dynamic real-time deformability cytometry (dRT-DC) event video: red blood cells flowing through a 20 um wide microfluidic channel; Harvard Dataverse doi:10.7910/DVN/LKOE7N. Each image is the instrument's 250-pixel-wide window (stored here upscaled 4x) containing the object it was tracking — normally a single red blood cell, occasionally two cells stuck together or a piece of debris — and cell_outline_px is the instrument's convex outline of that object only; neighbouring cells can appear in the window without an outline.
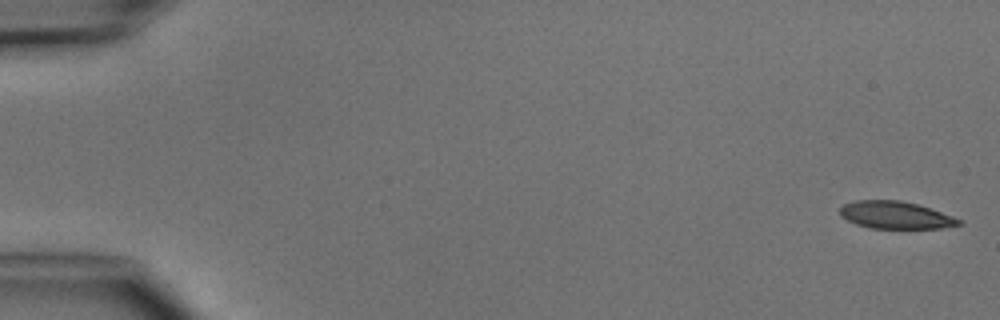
{"species": "common noctule bat (a hibernating species)", "species_latin": "Nyctalus noctula", "temperature_condition": "cold", "stored_images_in_passage": 5, "camera_frame_rate_fps": 3000, "um_per_image_px": 0.085, "animal": {"sex": "male", "body_mass_g": 15.6}, "frame": {"image": 1, "passage_image": 1, "time_ms": 0.0, "image_size_px": [1000, 320], "cell_outline_px": [[964, 224], [940, 228], [868, 228], [856, 224], [840, 216], [840, 208], [844, 204], [856, 200], [900, 200], [916, 204], [952, 216], [960, 220]], "centroid_in_image_um": [76.08, 18.28], "position_along_channel_um": 8.9, "area_um2": 18.79}}
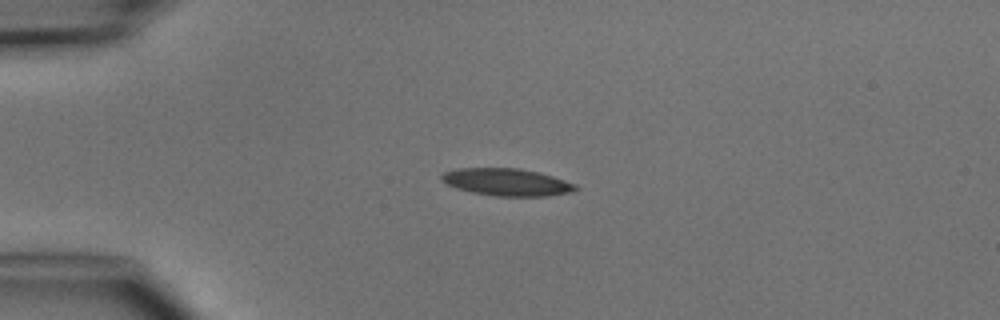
{"frame": {"image": 2, "passage_image": 4, "time_ms": 3.667, "image_size_px": [1000, 320], "cell_outline_px": [[580, 188], [572, 192], [548, 196], [496, 196], [456, 188], [440, 180], [440, 176], [444, 172], [456, 168], [520, 168], [552, 176], [576, 184]], "centroid_in_image_um": [43.09, 15.48], "position_along_channel_um": 41.9, "area_um2": 21.21}}